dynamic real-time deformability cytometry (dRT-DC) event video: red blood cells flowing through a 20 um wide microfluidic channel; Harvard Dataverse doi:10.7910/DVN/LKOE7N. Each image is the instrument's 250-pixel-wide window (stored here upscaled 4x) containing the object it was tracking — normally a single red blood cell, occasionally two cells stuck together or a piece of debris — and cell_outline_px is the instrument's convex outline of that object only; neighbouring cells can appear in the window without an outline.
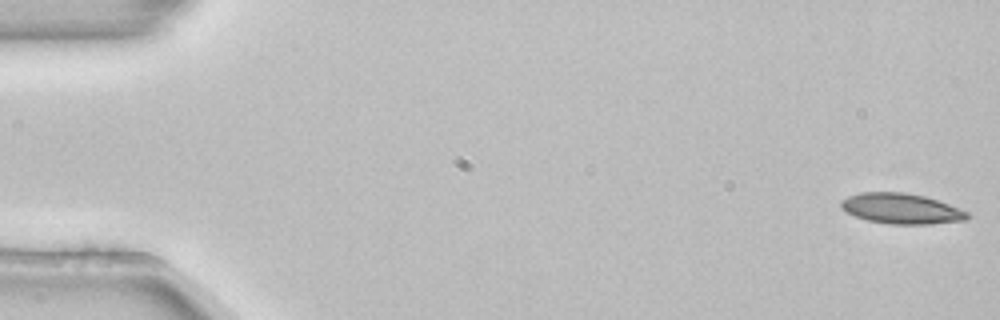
{"species": "common noctule bat (a hibernating species)", "species_latin": "Nyctalus noctula", "temperature_condition": "room temperature", "stored_images_in_passage": 4, "camera_frame_rate_fps": 3000, "um_per_image_px": 0.085, "animal": {"sex": "female", "body_mass_g": 22.7, "forearm_length_mm": 54.2}, "frame": {"image": 1, "passage_image": 1, "time_ms": 0.0, "image_size_px": [1000, 320], "cell_outline_px": [[972, 216], [968, 220], [928, 224], [888, 224], [868, 220], [856, 216], [840, 208], [840, 200], [848, 196], [860, 192], [904, 192], [924, 196], [948, 204], [968, 212]], "centroid_in_image_um": [76.61, 17.73], "position_along_channel_um": 8.4, "area_um2": 22.43}}
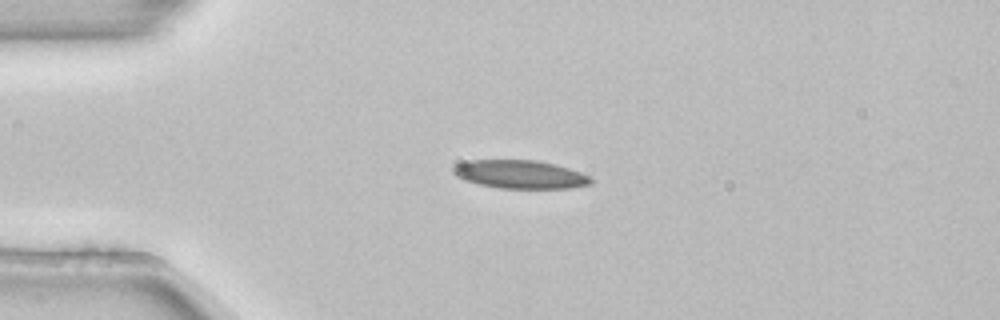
{"frame": {"image": 2, "passage_image": 3, "time_ms": 0.667, "image_size_px": [1000, 320], "cell_outline_px": [[596, 180], [592, 184], [568, 188], [500, 188], [480, 184], [464, 180], [456, 176], [452, 172], [452, 164], [472, 160], [536, 160], [556, 164], [580, 172]], "centroid_in_image_um": [44.2, 14.81], "position_along_channel_um": 40.8, "area_um2": 22.83}}
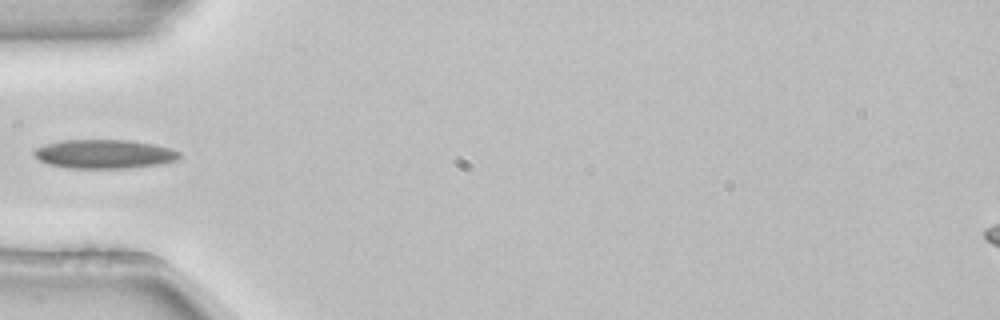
{"frame": {"image": 3, "passage_image": 4, "time_ms": 1.0, "image_size_px": [1000, 320], "cell_outline_px": [[180, 156], [176, 160], [160, 164], [128, 168], [68, 168], [48, 164], [40, 160], [32, 152], [36, 148], [48, 144], [64, 140], [128, 140], [152, 144], [172, 148], [180, 152]], "centroid_in_image_um": [8.88, 13.09], "position_along_channel_um": 76.1, "area_um2": 24.33}}